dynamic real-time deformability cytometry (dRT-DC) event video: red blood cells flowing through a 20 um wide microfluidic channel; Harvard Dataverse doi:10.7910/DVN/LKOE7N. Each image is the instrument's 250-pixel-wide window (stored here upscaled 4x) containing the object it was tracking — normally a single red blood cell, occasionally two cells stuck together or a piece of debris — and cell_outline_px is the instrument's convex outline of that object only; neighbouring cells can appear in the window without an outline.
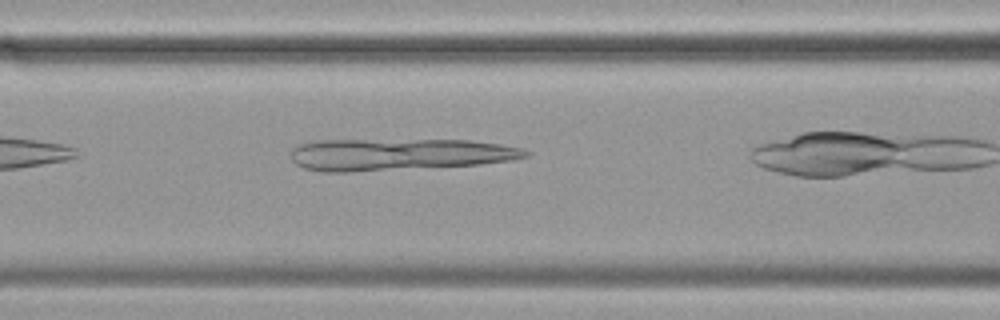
{"species": "common noctule bat (a hibernating species)", "species_latin": "Nyctalus noctula", "temperature_condition": "cold", "stored_images_in_passage": 27, "camera_frame_rate_fps": 3000, "um_per_image_px": 0.085, "animal": {"sex": "female", "body_mass_g": 19.9}, "frame": {"image": 1, "passage_image": 5, "time_ms": 1.333, "image_size_px": [1000, 320], "cell_outline_px": [[532, 152], [528, 156], [512, 160], [480, 164], [348, 172], [320, 172], [304, 168], [296, 164], [292, 160], [292, 148], [296, 144], [316, 140], [468, 140], [500, 144], [524, 148]], "centroid_in_image_um": [33.89, 13.12], "position_along_channel_um": 132.7, "area_um2": 43.81}}